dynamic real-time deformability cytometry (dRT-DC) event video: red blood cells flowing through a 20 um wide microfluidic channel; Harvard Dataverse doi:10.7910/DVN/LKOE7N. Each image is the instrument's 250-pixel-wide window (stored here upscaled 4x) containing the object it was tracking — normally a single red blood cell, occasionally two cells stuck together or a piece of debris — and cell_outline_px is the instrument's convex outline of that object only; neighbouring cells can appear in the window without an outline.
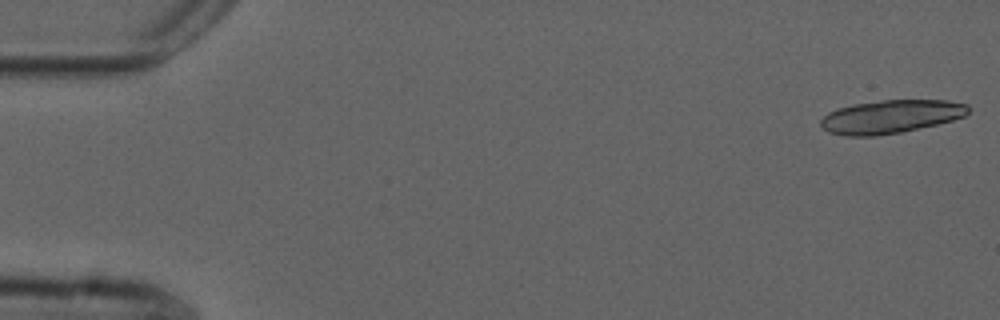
{"species": "common noctule bat (a hibernating species)", "species_latin": "Nyctalus noctula", "temperature_condition": "cold", "stored_images_in_passage": 18, "camera_frame_rate_fps": 3000, "um_per_image_px": 0.085, "animal": {"sex": "male", "forearm_length_mm": 52.5}, "frame": {"image": 1, "passage_image": 1, "time_ms": 0.0, "image_size_px": [1000, 320], "cell_outline_px": [[968, 112], [964, 116], [952, 120], [936, 124], [900, 132], [876, 136], [844, 136], [828, 132], [820, 124], [820, 120], [828, 112], [836, 108], [852, 104], [880, 100], [948, 100], [968, 104]], "centroid_in_image_um": [75.67, 9.91], "position_along_channel_um": 9.3, "area_um2": 28.67}}